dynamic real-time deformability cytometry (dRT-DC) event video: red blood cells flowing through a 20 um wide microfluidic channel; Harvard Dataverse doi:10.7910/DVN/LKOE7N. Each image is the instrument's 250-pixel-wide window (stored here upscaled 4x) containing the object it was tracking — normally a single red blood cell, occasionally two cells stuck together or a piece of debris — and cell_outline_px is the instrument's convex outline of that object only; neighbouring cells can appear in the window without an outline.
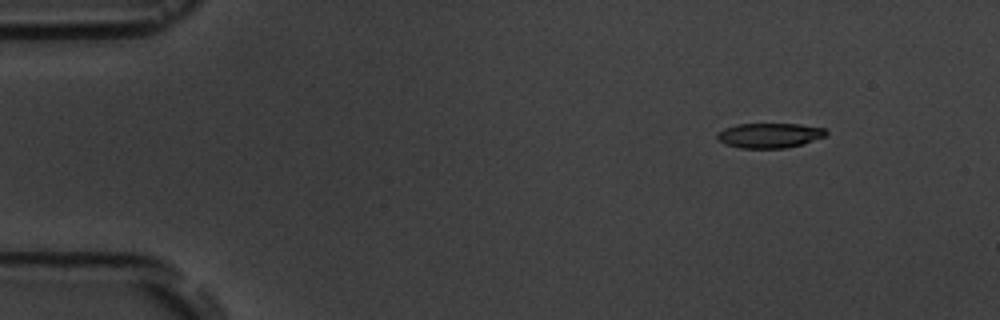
{"species": "common noctule bat (a hibernating species)", "species_latin": "Nyctalus noctula", "temperature_condition": "room temperature", "stored_images_in_passage": 6, "segment_of_instrument_passage": [1, 2], "camera_frame_rate_fps": 3000, "um_per_image_px": 0.085, "animal": {"sex": "male", "body_mass_g": 19.5, "forearm_length_mm": 54.6}, "frame": {"image": 1, "passage_image": 2, "time_ms": 1.333, "image_size_px": [1000, 320], "cell_outline_px": [[828, 132], [824, 136], [800, 144], [784, 148], [740, 148], [728, 144], [720, 140], [716, 136], [716, 132], [724, 128], [736, 124], [800, 124], [824, 128]], "centroid_in_image_um": [65.37, 11.5], "position_along_channel_um": 19.6, "area_um2": 15.55}}